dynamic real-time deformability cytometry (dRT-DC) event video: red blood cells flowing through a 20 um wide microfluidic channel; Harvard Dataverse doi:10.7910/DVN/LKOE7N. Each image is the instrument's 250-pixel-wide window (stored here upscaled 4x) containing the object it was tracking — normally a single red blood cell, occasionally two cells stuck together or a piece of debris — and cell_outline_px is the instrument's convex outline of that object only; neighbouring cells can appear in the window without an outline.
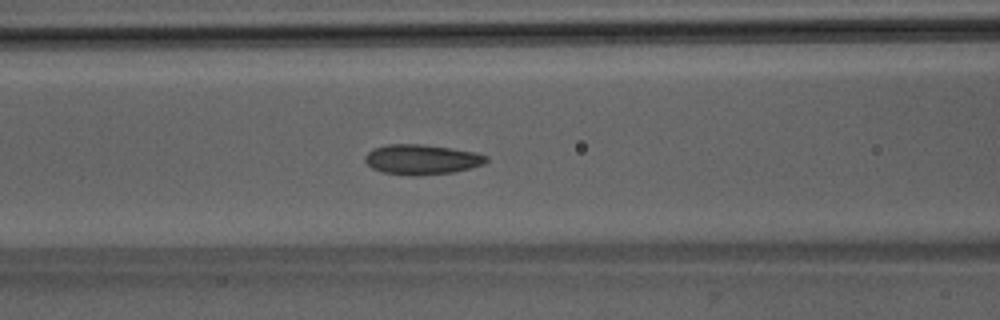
{"species": "Egyptian fruit bat (a non-hibernating species)", "species_latin": "Rousettus aegyptiacus", "temperature_condition": "room temperature", "stored_images_in_passage": 50, "camera_frame_rate_fps": 3000, "um_per_image_px": 0.085, "animal": {"sex": "male"}, "frame": {"image": 1, "passage_image": 20, "time_ms": 6.333, "image_size_px": [1000, 320], "cell_outline_px": [[488, 160], [484, 164], [452, 172], [416, 176], [412, 176], [384, 172], [372, 168], [364, 160], [364, 156], [372, 148], [388, 144], [424, 144], [452, 148], [476, 152], [488, 156]], "centroid_in_image_um": [35.84, 13.54], "position_along_channel_um": 130.8, "area_um2": 21.27}}
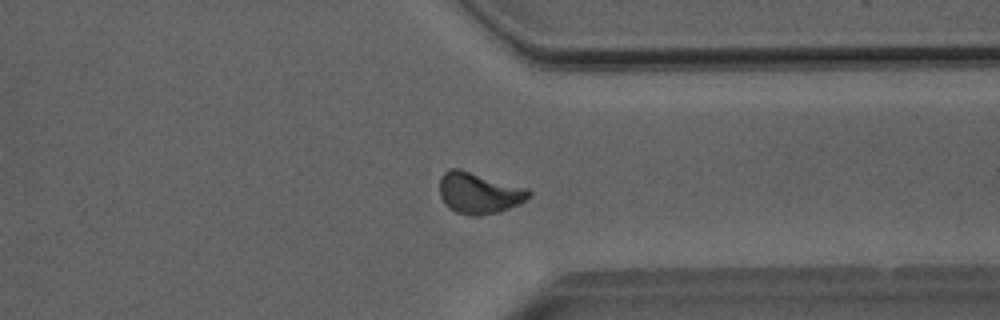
{"frame": {"image": 2, "passage_image": 38, "time_ms": 12.333, "image_size_px": [1000, 320], "cell_outline_px": [[532, 196], [520, 204], [496, 212], [480, 216], [472, 216], [456, 212], [448, 208], [440, 196], [440, 176], [448, 168], [460, 168], [528, 188], [532, 192]], "centroid_in_image_um": [40.72, 16.39], "position_along_channel_um": 370.7, "area_um2": 21.73}}
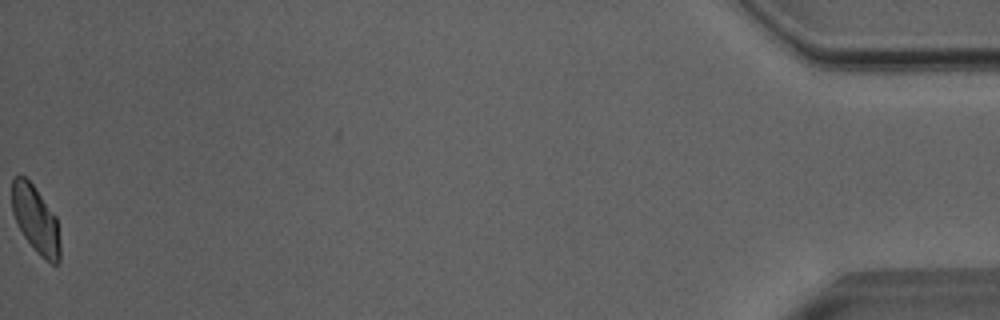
{"frame": {"image": 3, "passage_image": 50, "time_ms": 16.333, "image_size_px": [1000, 320], "cell_outline_px": [[60, 260], [56, 264], [52, 264], [44, 260], [36, 252], [24, 236], [12, 212], [12, 180], [20, 172], [32, 184], [56, 216], [60, 244]], "centroid_in_image_um": [3.03, 18.67], "position_along_channel_um": 432.2, "area_um2": 18.79}, "authors_computed_cell_mechanics": {"area_um2": 20.5479, "velocity_mm_per_s": 4.0182, "shape_relaxation_time_tau1_ms": 4.4639, "shape_relaxation_time_tau2_ms": 2.5285, "deformation_change_tau1": 0.0971, "deformation_change_tau2": 0.0756}}